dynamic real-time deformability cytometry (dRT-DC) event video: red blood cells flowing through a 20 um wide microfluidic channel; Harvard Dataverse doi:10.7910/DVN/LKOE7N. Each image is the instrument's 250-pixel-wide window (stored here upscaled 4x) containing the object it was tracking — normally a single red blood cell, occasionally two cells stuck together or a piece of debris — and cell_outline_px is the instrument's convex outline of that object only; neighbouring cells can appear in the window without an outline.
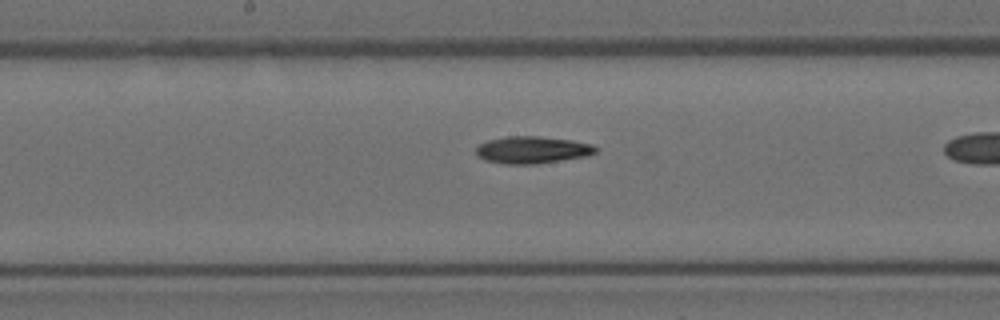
{"species": "Egyptian fruit bat (a non-hibernating species)", "species_latin": "Rousettus aegyptiacus", "temperature_condition": "room temperature", "stored_images_in_passage": 27, "camera_frame_rate_fps": 3000, "um_per_image_px": 0.085, "animal": {"sex": "female"}, "frame": {"image": 1, "passage_image": 16, "time_ms": 5.0, "image_size_px": [1000, 320], "cell_outline_px": [[596, 152], [588, 156], [536, 164], [504, 164], [484, 160], [476, 156], [476, 148], [480, 144], [488, 140], [504, 136], [540, 136], [572, 140], [592, 144], [596, 148]], "centroid_in_image_um": [45.22, 12.74], "position_along_channel_um": 203.0, "area_um2": 19.07}}